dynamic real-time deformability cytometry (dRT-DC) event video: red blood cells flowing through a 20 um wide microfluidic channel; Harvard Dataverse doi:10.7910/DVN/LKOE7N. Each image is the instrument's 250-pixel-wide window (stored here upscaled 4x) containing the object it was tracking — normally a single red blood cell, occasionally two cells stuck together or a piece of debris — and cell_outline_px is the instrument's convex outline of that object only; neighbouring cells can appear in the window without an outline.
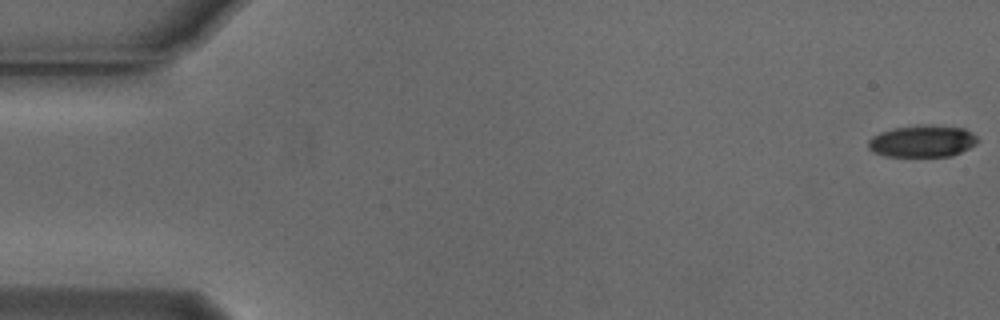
{"species": "Egyptian fruit bat (a non-hibernating species)", "species_latin": "Rousettus aegyptiacus", "temperature_condition": "cold", "stored_images_in_passage": 55, "camera_frame_rate_fps": 3000, "um_per_image_px": 0.085, "animal": {"sex": "male"}, "frame": {"image": 1, "passage_image": 1, "time_ms": 0.0, "image_size_px": [1000, 320], "cell_outline_px": [[980, 140], [976, 144], [952, 156], [884, 156], [872, 152], [868, 148], [868, 140], [872, 136], [880, 132], [892, 128], [920, 124], [932, 124], [964, 128], [976, 136]], "centroid_in_image_um": [78.38, 11.98], "position_along_channel_um": 6.6, "area_um2": 20.63}}
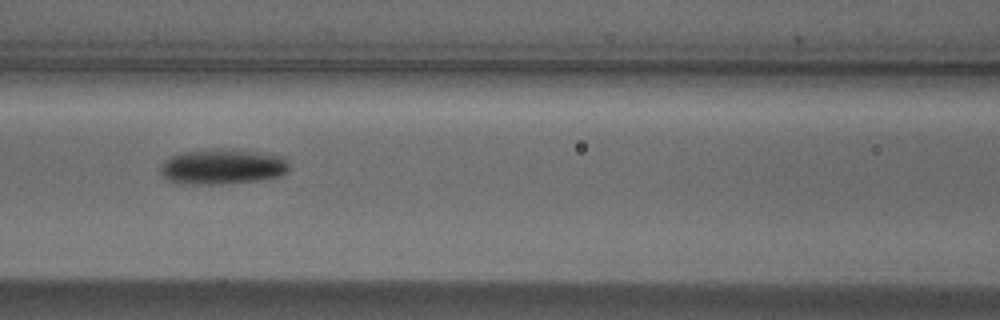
{"frame": {"image": 2, "passage_image": 24, "time_ms": 7.667, "image_size_px": [1000, 320], "cell_outline_px": [[288, 168], [280, 176], [256, 180], [224, 184], [184, 184], [168, 180], [160, 172], [160, 168], [164, 160], [168, 156], [180, 152], [224, 148], [236, 148], [264, 152], [284, 156], [288, 160]], "centroid_in_image_um": [18.9, 14.14], "position_along_channel_um": 147.7, "area_um2": 26.93}}
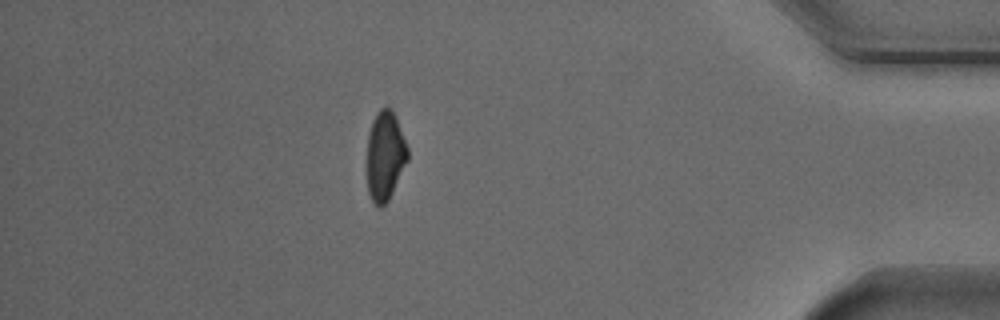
{"frame": {"image": 3, "passage_image": 48, "time_ms": 15.667, "image_size_px": [1000, 320], "cell_outline_px": [[408, 160], [388, 200], [380, 208], [372, 200], [368, 192], [368, 132], [372, 120], [376, 112], [380, 108], [388, 104], [392, 108], [396, 116], [408, 148]], "centroid_in_image_um": [32.74, 13.16], "position_along_channel_um": 402.5, "area_um2": 21.21}, "authors_computed_cell_mechanics": {"area_um2": 22.3686, "velocity_mm_per_s": 3.7624, "shape_relaxation_time_tau1_ms": 3.5792, "shape_relaxation_time_tau2_ms": null, "deformation_change_tau1": 0.1385, "deformation_change_tau2": null}}